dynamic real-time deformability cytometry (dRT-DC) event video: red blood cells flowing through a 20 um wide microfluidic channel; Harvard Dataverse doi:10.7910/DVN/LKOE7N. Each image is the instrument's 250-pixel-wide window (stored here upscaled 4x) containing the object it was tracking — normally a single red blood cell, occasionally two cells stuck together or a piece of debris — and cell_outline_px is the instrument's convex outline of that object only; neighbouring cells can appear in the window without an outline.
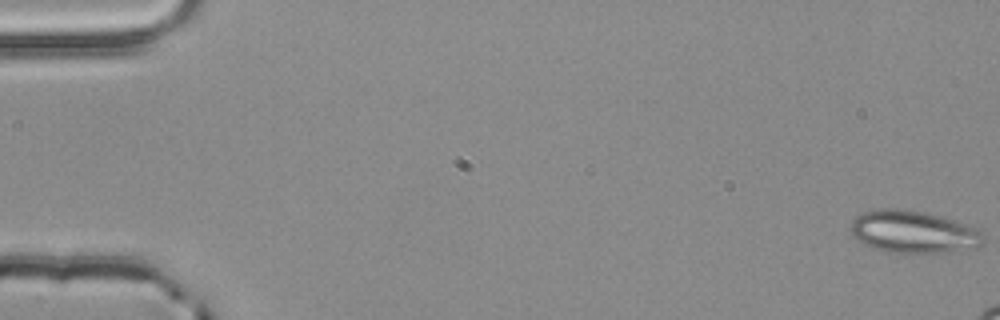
{"species": "common noctule bat (a hibernating species)", "species_latin": "Nyctalus noctula", "temperature_condition": "room temperature", "stored_images_in_passage": 49, "segment_of_instrument_passage": [1, 2], "camera_frame_rate_fps": 3000, "um_per_image_px": 0.085, "animal": {"sex": "male", "body_mass_g": 20.4}, "frame": {"image": 1, "passage_image": 1, "time_ms": 0.0, "image_size_px": [1000, 320], "cell_outline_px": [[984, 244], [976, 248], [912, 256], [884, 252], [864, 244], [852, 236], [848, 228], [852, 220], [856, 216], [864, 212], [884, 208], [896, 208], [924, 212], [940, 216], [952, 220], [984, 232]], "centroid_in_image_um": [77.6, 19.76], "position_along_channel_um": 7.4, "area_um2": 33.58}}